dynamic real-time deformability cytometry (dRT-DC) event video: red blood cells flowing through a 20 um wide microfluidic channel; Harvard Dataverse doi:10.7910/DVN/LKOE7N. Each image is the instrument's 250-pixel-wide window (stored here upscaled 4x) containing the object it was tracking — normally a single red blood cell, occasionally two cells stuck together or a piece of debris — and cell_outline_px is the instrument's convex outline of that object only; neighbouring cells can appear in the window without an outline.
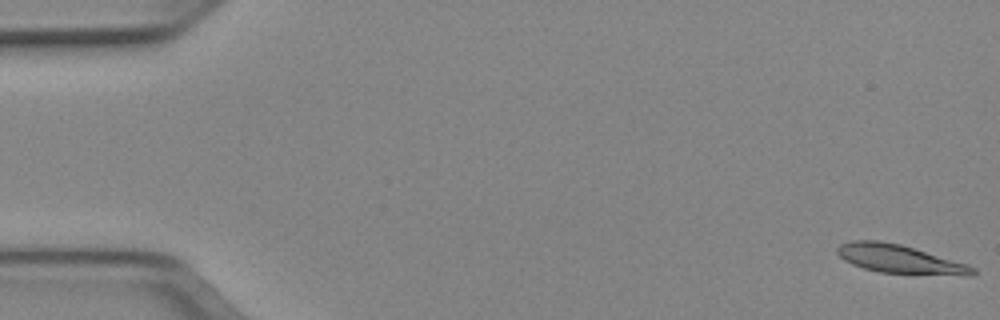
{"species": "Egyptian fruit bat (a non-hibernating species)", "species_latin": "Rousettus aegyptiacus", "temperature_condition": "cold", "stored_images_in_passage": 51, "camera_frame_rate_fps": 3000, "um_per_image_px": 0.085, "animal": {"sex": "female"}, "frame": {"image": 1, "passage_image": 1, "time_ms": 0.0, "image_size_px": [1000, 320], "cell_outline_px": [[976, 272], [972, 276], [964, 276], [880, 272], [864, 268], [852, 264], [844, 260], [836, 252], [836, 248], [840, 244], [852, 240], [880, 240], [900, 244], [968, 264], [976, 268]], "centroid_in_image_um": [76.49, 22.02], "position_along_channel_um": 8.5, "area_um2": 22.6}}
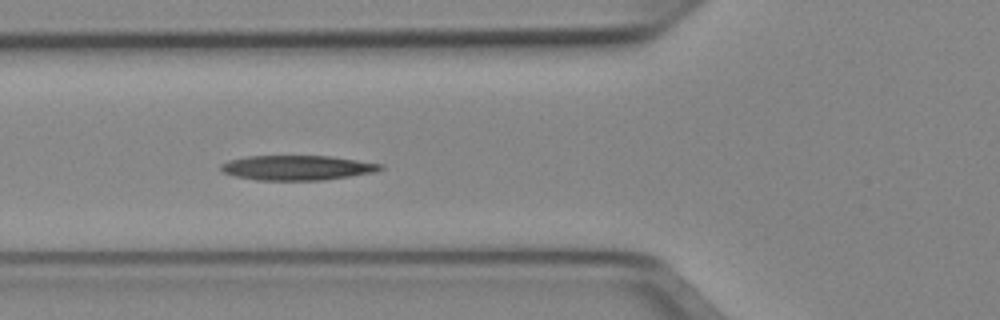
{"frame": {"image": 2, "passage_image": 19, "time_ms": 6.0, "image_size_px": [1000, 320], "cell_outline_px": [[384, 168], [376, 172], [352, 176], [324, 180], [256, 180], [236, 176], [220, 172], [220, 164], [228, 160], [248, 156], [332, 156], [384, 164]], "centroid_in_image_um": [25.27, 14.26], "position_along_channel_um": 100.5, "area_um2": 23.29}}
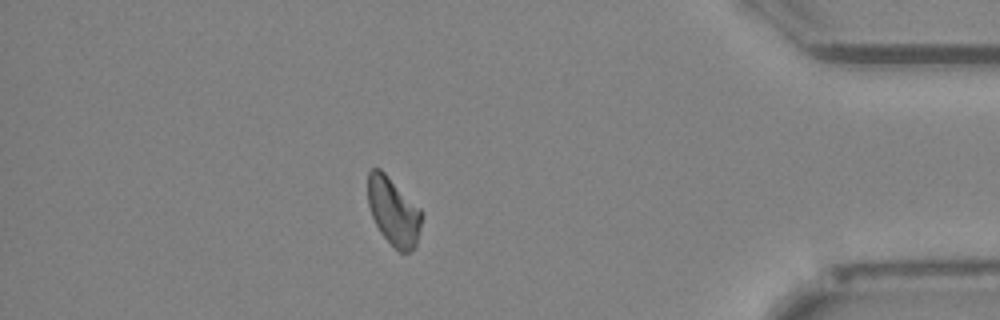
{"frame": {"image": 3, "passage_image": 45, "time_ms": 14.667, "image_size_px": [1000, 320], "cell_outline_px": [[424, 212], [416, 248], [408, 252], [400, 252], [380, 232], [372, 216], [368, 204], [368, 172], [372, 168], [380, 168]], "centroid_in_image_um": [33.47, 17.98], "position_along_channel_um": 401.7, "area_um2": 21.27}}